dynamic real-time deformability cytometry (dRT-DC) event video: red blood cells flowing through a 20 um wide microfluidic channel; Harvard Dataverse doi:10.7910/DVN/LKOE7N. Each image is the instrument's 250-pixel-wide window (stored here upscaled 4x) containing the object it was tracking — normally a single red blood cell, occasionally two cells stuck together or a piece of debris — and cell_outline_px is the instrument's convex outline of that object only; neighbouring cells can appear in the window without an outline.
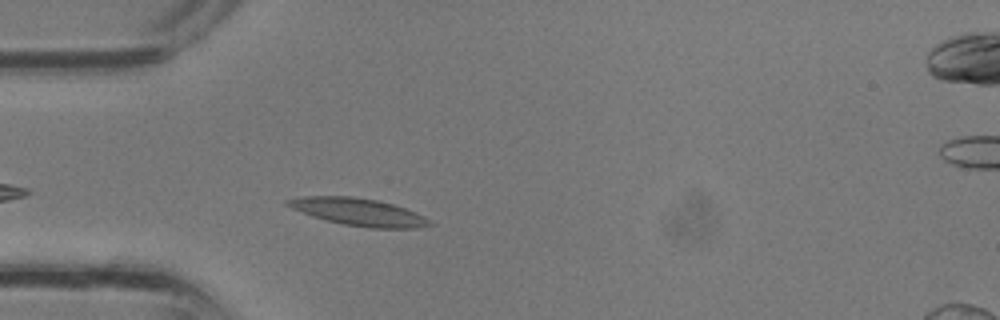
{"species": "common noctule bat (a hibernating species)", "species_latin": "Nyctalus noctula", "temperature_condition": "room temperature", "stored_images_in_passage": 26, "camera_frame_rate_fps": 3000, "um_per_image_px": 0.085, "animal": {"sex": "male", "body_mass_g": 13.3}, "frame": {"image": 1, "passage_image": 3, "time_ms": 0.667, "image_size_px": [1000, 320], "cell_outline_px": [[436, 224], [416, 228], [368, 228], [344, 224], [312, 216], [292, 208], [284, 204], [284, 200], [300, 196], [352, 196], [376, 200], [392, 204], [404, 208], [424, 216], [432, 220]], "centroid_in_image_um": [30.48, 18.01], "position_along_channel_um": 54.5, "area_um2": 22.6}}
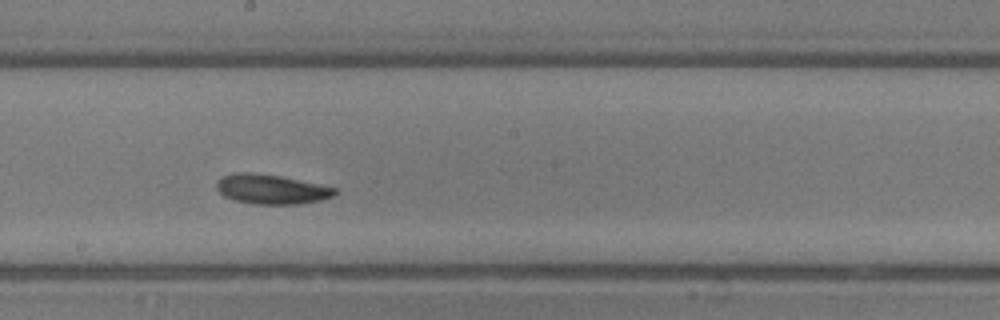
{"frame": {"image": 2, "passage_image": 12, "time_ms": 3.667, "image_size_px": [1000, 320], "cell_outline_px": [[340, 188], [332, 196], [320, 200], [300, 204], [256, 204], [236, 200], [224, 196], [216, 188], [216, 180], [224, 176], [236, 172], [248, 172], [280, 176]], "centroid_in_image_um": [23.08, 16.08], "position_along_channel_um": 225.1, "area_um2": 20.35}}
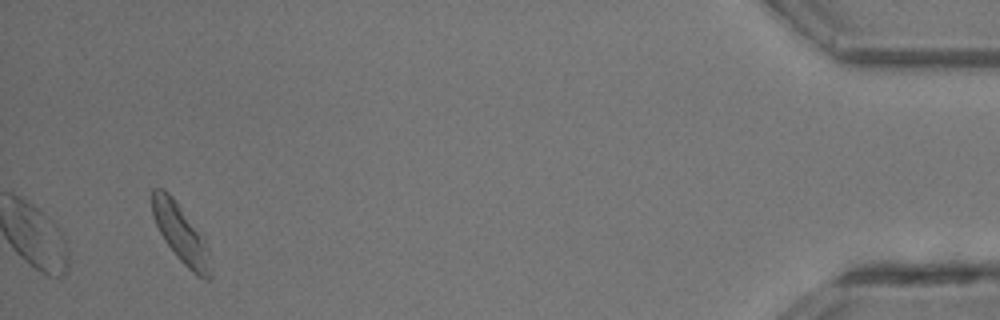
{"frame": {"image": 3, "passage_image": 26, "time_ms": 8.333, "image_size_px": [1000, 320], "cell_outline_px": [[212, 276], [208, 280], [196, 276], [180, 260], [164, 240], [152, 216], [152, 188], [164, 188], [172, 196], [204, 236], [208, 244]], "centroid_in_image_um": [15.39, 19.86], "position_along_channel_um": 419.8, "area_um2": 20.0}}